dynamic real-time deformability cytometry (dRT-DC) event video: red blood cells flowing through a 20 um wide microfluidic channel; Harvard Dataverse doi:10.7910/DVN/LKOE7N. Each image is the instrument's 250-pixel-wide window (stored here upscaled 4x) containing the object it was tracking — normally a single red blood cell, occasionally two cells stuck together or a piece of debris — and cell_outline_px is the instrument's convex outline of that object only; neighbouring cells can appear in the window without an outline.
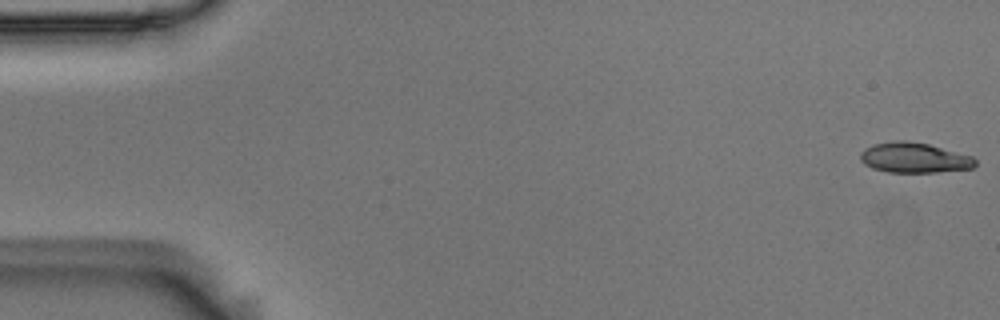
{"species": "Egyptian fruit bat (a non-hibernating species)", "species_latin": "Rousettus aegyptiacus", "temperature_condition": "room temperature", "stored_images_in_passage": 55, "camera_frame_rate_fps": 3000, "um_per_image_px": 0.085, "animal": {"sex": "male"}, "frame": {"image": 1, "passage_image": 1, "time_ms": 0.0, "image_size_px": [1000, 320], "cell_outline_px": [[976, 164], [972, 168], [936, 172], [888, 172], [872, 168], [864, 164], [860, 160], [860, 152], [864, 148], [872, 144], [896, 140], [904, 140], [928, 144], [972, 156], [976, 160]], "centroid_in_image_um": [77.66, 13.4], "position_along_channel_um": 7.3, "area_um2": 20.23}}
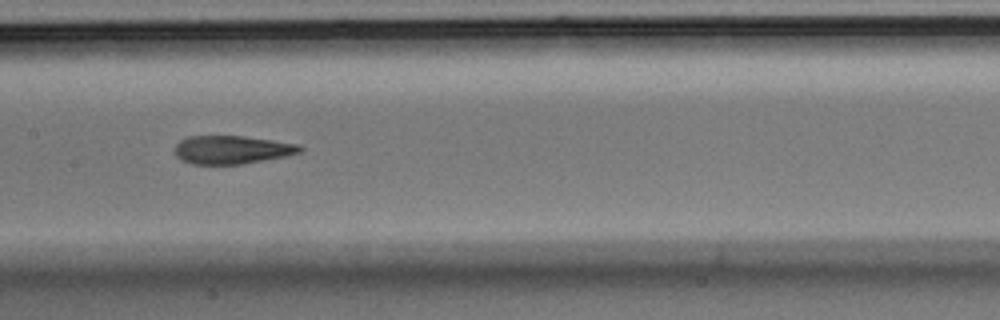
{"frame": {"image": 2, "passage_image": 27, "time_ms": 8.667, "image_size_px": [1000, 320], "cell_outline_px": [[304, 148], [300, 152], [284, 156], [244, 164], [192, 164], [180, 160], [176, 156], [176, 144], [180, 140], [188, 136], [244, 136], [300, 144]], "centroid_in_image_um": [19.71, 12.73], "position_along_channel_um": 187.7, "area_um2": 20.63}}
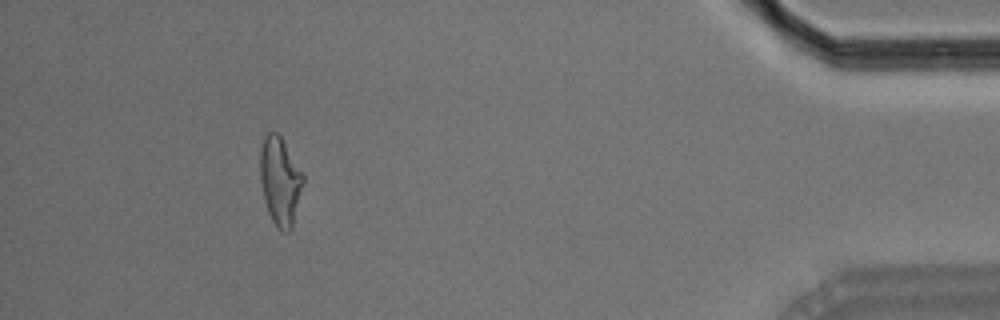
{"frame": {"image": 3, "passage_image": 50, "time_ms": 16.333, "image_size_px": [1000, 320], "cell_outline_px": [[304, 180], [292, 228], [288, 232], [284, 232], [272, 220], [268, 212], [264, 200], [260, 180], [260, 148], [264, 136], [268, 132], [276, 132], [280, 136], [304, 176]], "centroid_in_image_um": [23.79, 15.38], "position_along_channel_um": 411.4, "area_um2": 21.79}, "authors_computed_cell_mechanics": {"area_um2": 21.3282, "velocity_mm_per_s": 3.6882, "shape_relaxation_time_tau1_ms": 6.6269, "shape_relaxation_time_tau2_ms": 2.3357, "deformation_change_tau1": 0.1967, "deformation_change_tau2": 0.1043}}